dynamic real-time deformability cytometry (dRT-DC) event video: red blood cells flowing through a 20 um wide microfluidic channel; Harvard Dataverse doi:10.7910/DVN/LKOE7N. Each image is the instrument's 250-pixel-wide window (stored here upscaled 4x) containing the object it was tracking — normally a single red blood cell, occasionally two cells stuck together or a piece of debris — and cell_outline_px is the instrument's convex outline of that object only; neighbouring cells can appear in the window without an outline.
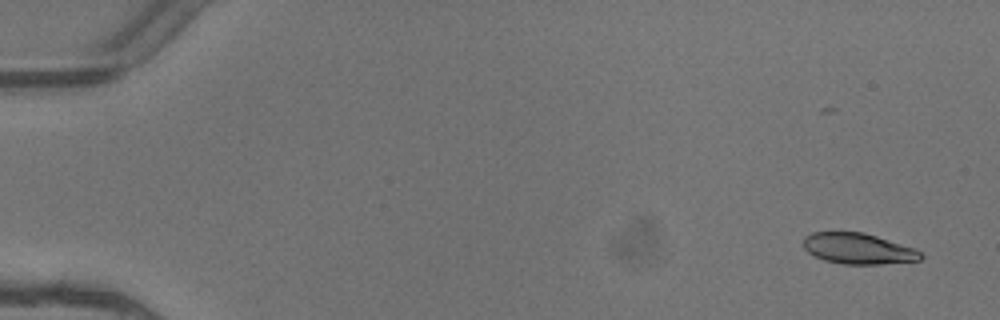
{"species": "common noctule bat (a hibernating species)", "species_latin": "Nyctalus noctula", "temperature_condition": "warm", "stored_images_in_passage": 4, "camera_frame_rate_fps": 3000, "um_per_image_px": 0.085, "animal": {"sex": "female"}, "frame": {"image": 1, "passage_image": 1, "time_ms": 0.0, "image_size_px": [1000, 320], "cell_outline_px": [[924, 256], [920, 260], [880, 264], [844, 264], [824, 260], [808, 252], [804, 248], [804, 236], [812, 232], [864, 232], [916, 248]], "centroid_in_image_um": [72.96, 21.13], "position_along_channel_um": 12.0, "area_um2": 21.1}}
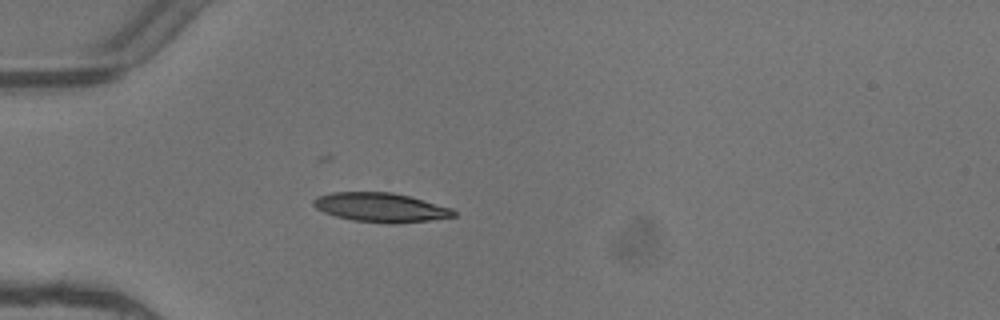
{"frame": {"image": 2, "passage_image": 4, "time_ms": 1.0, "image_size_px": [1000, 320], "cell_outline_px": [[456, 216], [428, 220], [392, 224], [352, 220], [336, 216], [324, 212], [316, 208], [312, 204], [312, 200], [316, 196], [332, 192], [392, 192], [408, 196], [452, 208], [456, 212]], "centroid_in_image_um": [32.32, 17.63], "position_along_channel_um": 52.7, "area_um2": 23.76}}